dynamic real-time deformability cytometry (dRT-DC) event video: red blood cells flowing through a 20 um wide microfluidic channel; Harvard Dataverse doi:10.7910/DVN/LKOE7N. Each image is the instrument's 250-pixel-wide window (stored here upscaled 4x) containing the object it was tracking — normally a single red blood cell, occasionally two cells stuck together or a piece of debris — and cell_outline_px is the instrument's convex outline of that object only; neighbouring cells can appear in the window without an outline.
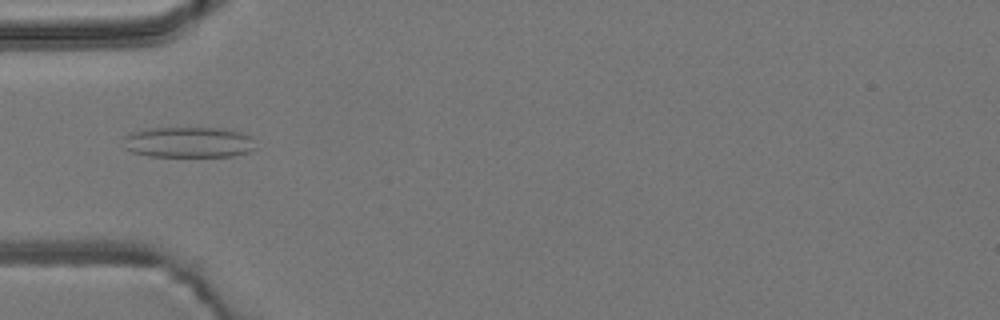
{"species": "common noctule bat (a hibernating species)", "species_latin": "Nyctalus noctula", "temperature_condition": "room temperature", "stored_images_in_passage": 53, "camera_frame_rate_fps": 3000, "um_per_image_px": 0.085, "animal": {"sex": "male", "body_mass_g": 19.2, "forearm_length_mm": 51.8}, "frame": {"image": 1, "passage_image": 17, "time_ms": 5.333, "image_size_px": [1000, 320], "cell_outline_px": [[256, 148], [248, 152], [232, 156], [148, 156], [132, 152], [124, 148], [124, 136], [132, 132], [148, 128], [232, 128], [244, 132], [252, 136]], "centroid_in_image_um": [16.08, 12.08], "position_along_channel_um": 68.9, "area_um2": 24.04}}
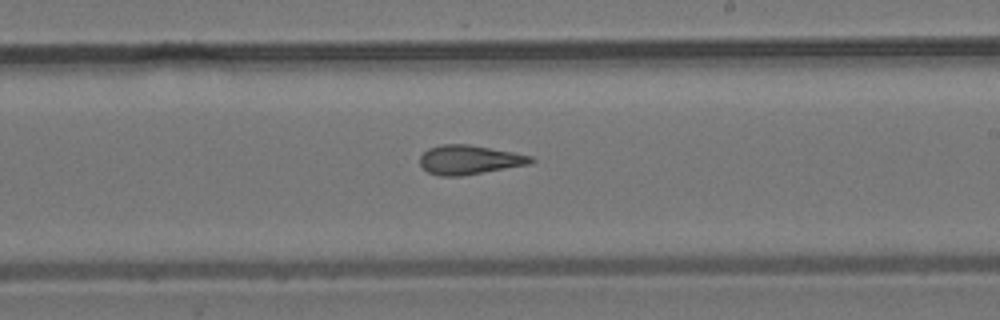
{"frame": {"image": 2, "passage_image": 31, "time_ms": 10.0, "image_size_px": [1000, 320], "cell_outline_px": [[536, 160], [528, 164], [460, 176], [440, 176], [428, 172], [420, 164], [420, 156], [428, 148], [440, 144], [468, 144], [512, 152], [532, 156]], "centroid_in_image_um": [39.86, 13.57], "position_along_channel_um": 249.1, "area_um2": 18.67}}
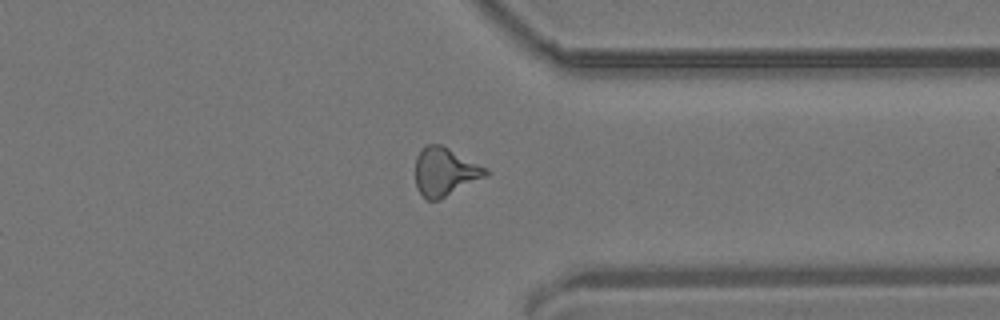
{"frame": {"image": 3, "passage_image": 41, "time_ms": 13.333, "image_size_px": [1000, 320], "cell_outline_px": [[488, 176], [440, 200], [428, 200], [416, 188], [416, 156], [424, 144], [440, 144], [488, 168]], "centroid_in_image_um": [37.83, 14.6], "position_along_channel_um": 373.6, "area_um2": 19.94}, "authors_computed_cell_mechanics": {"area_um2": 19.3052, "velocity_mm_per_s": 3.8421, "shape_relaxation_time_tau1_ms": null, "shape_relaxation_time_tau2_ms": 2.3654, "deformation_change_tau1": null, "deformation_change_tau2": 0.1229}}